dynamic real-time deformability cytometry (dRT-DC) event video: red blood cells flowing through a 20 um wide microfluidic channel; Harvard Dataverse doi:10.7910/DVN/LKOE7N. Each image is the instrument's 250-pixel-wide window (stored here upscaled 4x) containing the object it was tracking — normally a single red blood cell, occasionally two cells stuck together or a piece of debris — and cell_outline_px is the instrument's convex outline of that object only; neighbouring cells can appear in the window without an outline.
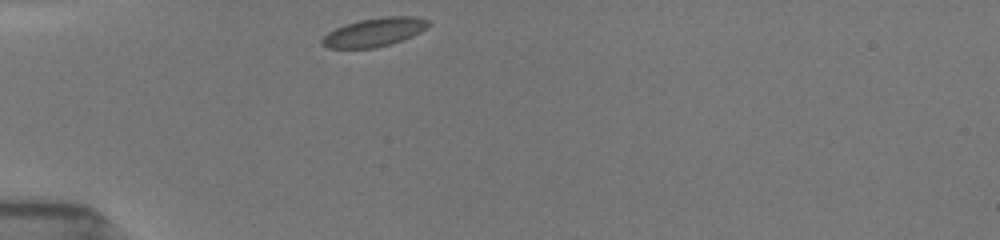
{"species": "common noctule bat (a hibernating species)", "species_latin": "Nyctalus noctula", "temperature_condition": "room temperature", "stored_images_in_passage": 9, "camera_frame_rate_fps": 3000, "um_per_image_px": 0.085, "animal": {"sex": "female", "body_mass_g": 19.5, "forearm_length_mm": 54.1}, "frame": {"image": 1, "passage_image": 1, "time_ms": 0.0, "image_size_px": [1000, 240], "cell_outline_px": [[428, 24], [420, 32], [412, 36], [376, 48], [328, 48], [320, 44], [320, 40], [328, 32], [344, 24], [360, 20], [384, 16], [416, 16], [428, 20]], "centroid_in_image_um": [31.76, 2.73], "position_along_channel_um": 53.2, "area_um2": 17.57}}
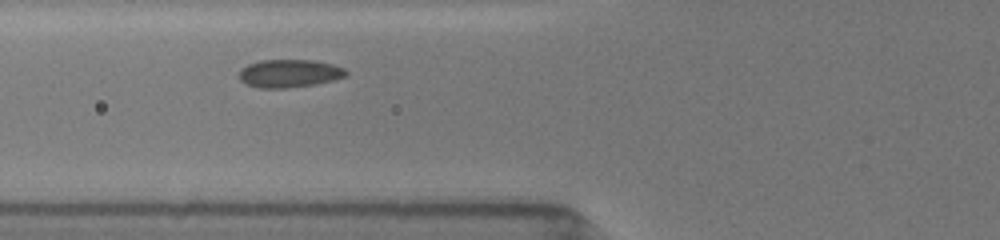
{"frame": {"image": 2, "passage_image": 6, "time_ms": 1.667, "image_size_px": [1000, 240], "cell_outline_px": [[348, 76], [332, 80], [312, 84], [284, 88], [260, 88], [244, 84], [240, 80], [240, 68], [248, 64], [260, 60], [316, 60], [332, 64], [344, 68], [348, 72]], "centroid_in_image_um": [24.58, 6.23], "position_along_channel_um": 101.2, "area_um2": 17.46}}
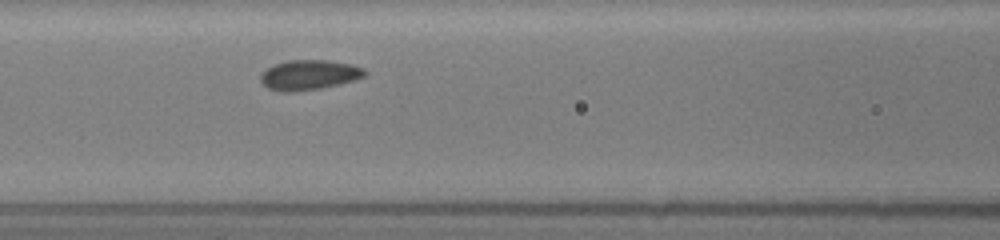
{"frame": {"image": 3, "passage_image": 9, "time_ms": 2.667, "image_size_px": [1000, 240], "cell_outline_px": [[368, 72], [364, 76], [352, 80], [320, 88], [292, 92], [280, 92], [268, 88], [260, 80], [260, 76], [268, 68], [276, 64], [288, 60], [328, 60], [348, 64], [364, 68]], "centroid_in_image_um": [26.25, 6.37], "position_along_channel_um": 140.3, "area_um2": 17.86}}